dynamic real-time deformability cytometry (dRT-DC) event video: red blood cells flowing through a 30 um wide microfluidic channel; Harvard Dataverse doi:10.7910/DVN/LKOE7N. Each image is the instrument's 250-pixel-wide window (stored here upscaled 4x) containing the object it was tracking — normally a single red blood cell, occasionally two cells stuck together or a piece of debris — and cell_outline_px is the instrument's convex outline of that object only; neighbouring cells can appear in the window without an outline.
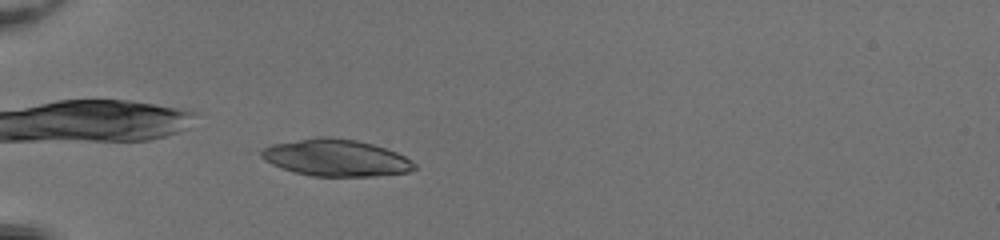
{"species": "common noctule bat (a hibernating species)", "species_latin": "Nyctalus noctula", "temperature_condition": "room temperature", "stored_images_in_passage": 45, "camera_frame_rate_fps": 3000, "um_per_image_px": 0.085, "animal": {"sex": "female", "body_mass_g": 20.0, "forearm_length_mm": 54.0}, "frame": {"image": 1, "passage_image": 11, "time_ms": 3.333, "image_size_px": [1000, 240], "cell_outline_px": [[416, 168], [408, 172], [372, 176], [312, 176], [296, 172], [272, 164], [256, 156], [256, 152], [272, 144], [320, 136], [328, 136], [356, 140], [372, 144], [396, 152], [404, 156], [416, 164]], "centroid_in_image_um": [28.51, 13.4], "position_along_channel_um": 56.5, "area_um2": 32.83}}
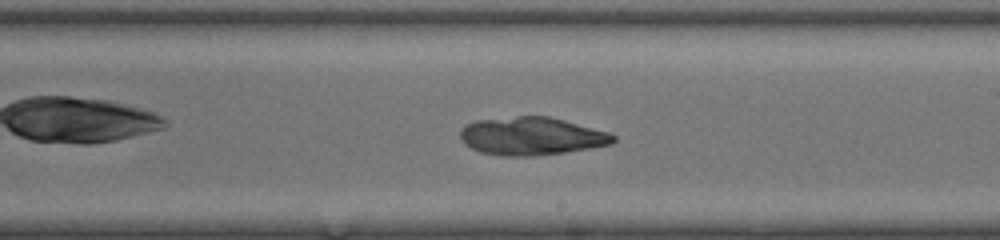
{"frame": {"image": 2, "passage_image": 26, "time_ms": 8.333, "image_size_px": [1000, 240], "cell_outline_px": [[616, 140], [612, 144], [564, 152], [536, 156], [500, 156], [480, 152], [464, 144], [460, 140], [460, 132], [464, 124], [476, 120], [516, 116], [548, 116], [564, 120], [608, 132], [616, 136]], "centroid_in_image_um": [45.14, 11.57], "position_along_channel_um": 243.9, "area_um2": 33.99}}
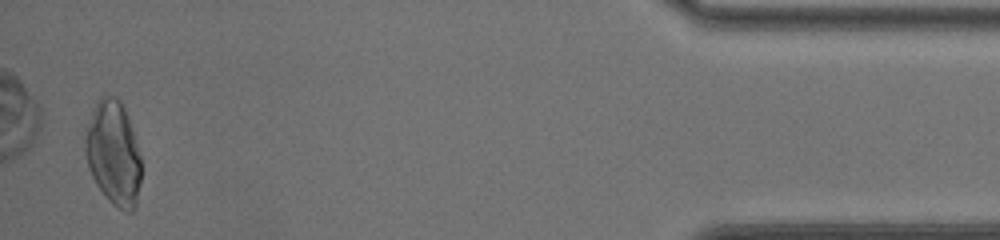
{"frame": {"image": 3, "passage_image": 44, "time_ms": 14.333, "image_size_px": [1000, 240], "cell_outline_px": [[140, 180], [136, 208], [132, 212], [128, 212], [112, 204], [108, 200], [96, 184], [88, 168], [84, 148], [84, 140], [92, 112], [96, 100], [100, 96], [116, 96], [120, 100], [124, 108], [140, 156]], "centroid_in_image_um": [9.62, 13.04], "position_along_channel_um": 425.6, "area_um2": 33.7}}